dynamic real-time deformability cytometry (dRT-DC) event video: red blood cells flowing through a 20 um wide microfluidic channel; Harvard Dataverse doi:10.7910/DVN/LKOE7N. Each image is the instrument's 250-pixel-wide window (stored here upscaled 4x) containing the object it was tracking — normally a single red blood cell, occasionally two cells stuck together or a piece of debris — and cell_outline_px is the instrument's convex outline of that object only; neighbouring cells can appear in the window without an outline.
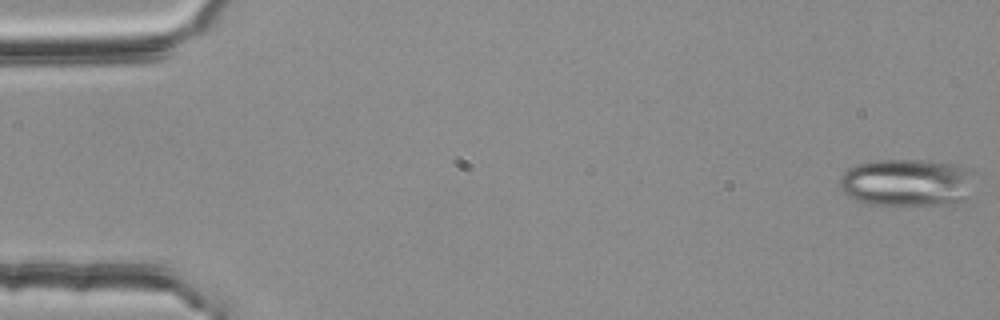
{"species": "common noctule bat (a hibernating species)", "species_latin": "Nyctalus noctula", "temperature_condition": "room temperature", "stored_images_in_passage": 54, "camera_frame_rate_fps": 3000, "um_per_image_px": 0.085, "animal": {"sex": "female", "body_mass_g": 25.1}, "frame": {"image": 1, "passage_image": 1, "time_ms": 0.0, "image_size_px": [1000, 320], "cell_outline_px": [[972, 172], [968, 204], [868, 204], [856, 200], [848, 196], [840, 188], [840, 176], [848, 168], [856, 164], [872, 160], [928, 160], [952, 164], [964, 168]], "centroid_in_image_um": [77.09, 15.52], "position_along_channel_um": 7.9, "area_um2": 37.57}}
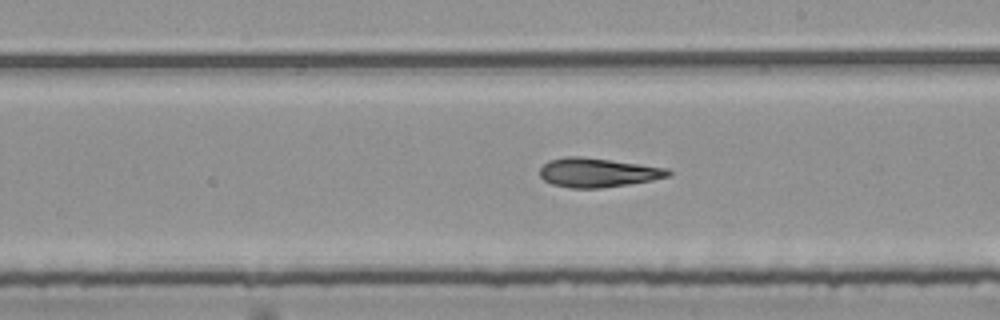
{"frame": {"image": 2, "passage_image": 31, "time_ms": 10.0, "image_size_px": [1000, 320], "cell_outline_px": [[672, 176], [652, 180], [628, 184], [600, 188], [572, 188], [552, 184], [544, 180], [540, 176], [540, 168], [548, 160], [564, 156], [584, 156], [668, 168], [672, 172]], "centroid_in_image_um": [50.81, 14.66], "position_along_channel_um": 238.2, "area_um2": 21.96}}
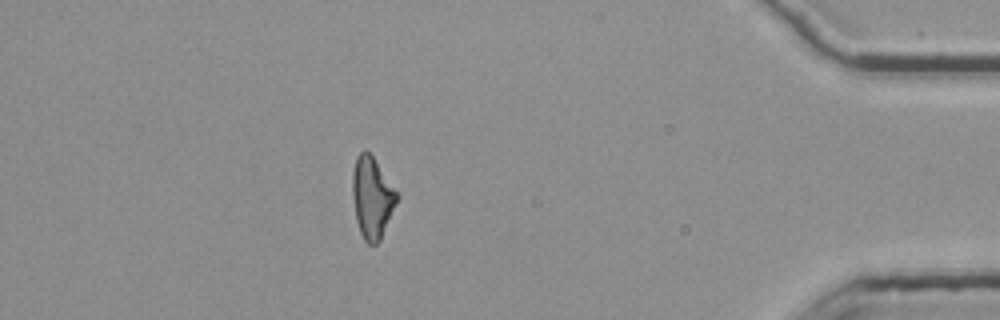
{"frame": {"image": 3, "passage_image": 48, "time_ms": 15.667, "image_size_px": [1000, 320], "cell_outline_px": [[400, 196], [380, 240], [376, 244], [368, 244], [364, 240], [360, 232], [356, 220], [352, 196], [352, 172], [356, 156], [364, 148], [372, 156]], "centroid_in_image_um": [31.61, 16.79], "position_along_channel_um": 403.6, "area_um2": 21.04}, "authors_computed_cell_mechanics": {"area_um2": 21.7906, "velocity_mm_per_s": 3.7816, "shape_relaxation_time_tau1_ms": null, "shape_relaxation_time_tau2_ms": 7.0264, "deformation_change_tau1": null, "deformation_change_tau2": 0.1888}}